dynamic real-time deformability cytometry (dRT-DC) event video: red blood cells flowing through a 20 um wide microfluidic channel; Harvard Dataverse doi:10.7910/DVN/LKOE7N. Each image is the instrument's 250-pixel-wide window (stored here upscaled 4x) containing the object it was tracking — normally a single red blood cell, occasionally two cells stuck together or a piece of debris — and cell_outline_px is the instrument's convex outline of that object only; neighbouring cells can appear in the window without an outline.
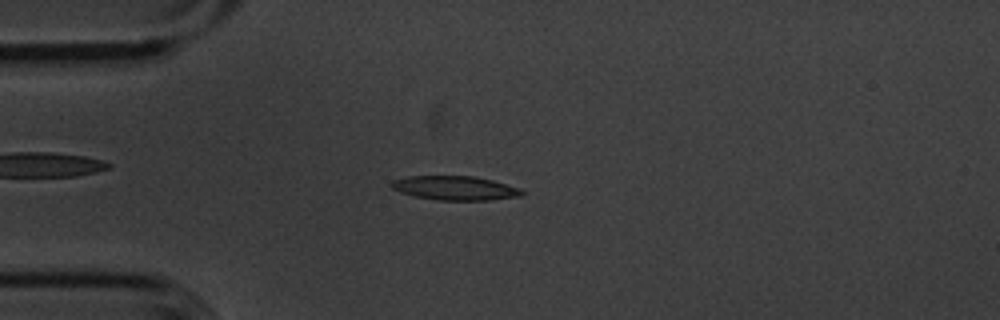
{"species": "common noctule bat (a hibernating species)", "species_latin": "Nyctalus noctula", "temperature_condition": "cold", "stored_images_in_passage": 54, "camera_frame_rate_fps": 3000, "um_per_image_px": 0.085, "animal": {"sex": "male", "body_mass_g": 20.1, "forearm_length_mm": 53.5}, "frame": {"image": 1, "passage_image": 13, "time_ms": 4.0, "image_size_px": [1000, 320], "cell_outline_px": [[524, 196], [488, 200], [436, 200], [416, 196], [400, 192], [392, 188], [392, 180], [408, 176], [476, 176], [492, 180], [520, 188], [524, 192]], "centroid_in_image_um": [38.71, 15.98], "position_along_channel_um": 46.3, "area_um2": 18.32}}
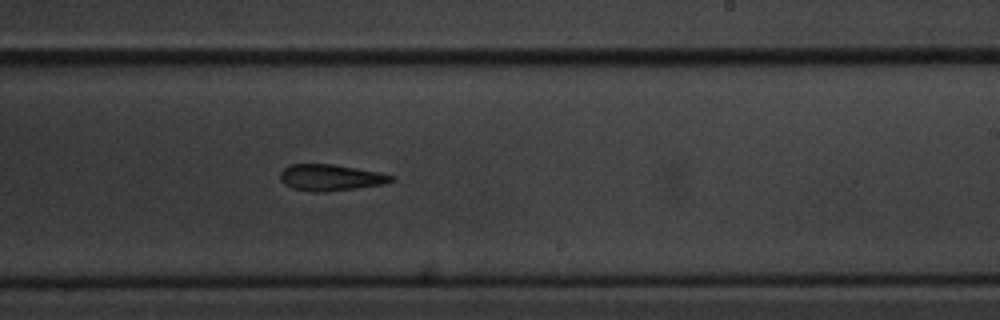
{"frame": {"image": 2, "passage_image": 32, "time_ms": 10.333, "image_size_px": [1000, 320], "cell_outline_px": [[392, 180], [384, 184], [324, 192], [312, 192], [292, 188], [284, 184], [280, 180], [280, 172], [288, 164], [332, 164], [380, 172], [392, 176]], "centroid_in_image_um": [28.03, 15.09], "position_along_channel_um": 261.0, "area_um2": 16.94}}
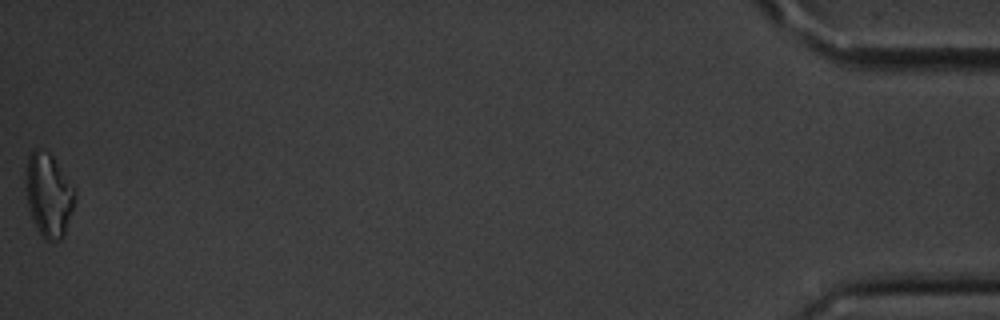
{"frame": {"image": 3, "passage_image": 54, "time_ms": 17.667, "image_size_px": [1000, 320], "cell_outline_px": [[76, 196], [64, 236], [60, 240], [44, 240], [36, 228], [32, 220], [28, 208], [24, 184], [28, 156], [32, 148], [36, 148], [48, 152], [52, 156], [76, 192]], "centroid_in_image_um": [4.09, 16.59], "position_along_channel_um": 431.1, "area_um2": 23.99}, "authors_computed_cell_mechanics": {"area_um2": 17.6868, "velocity_mm_per_s": 3.623, "shape_relaxation_time_tau1_ms": 3.8562, "shape_relaxation_time_tau2_ms": 10.9059, "deformation_change_tau1": 0.158, "deformation_change_tau2": 0.2641}}